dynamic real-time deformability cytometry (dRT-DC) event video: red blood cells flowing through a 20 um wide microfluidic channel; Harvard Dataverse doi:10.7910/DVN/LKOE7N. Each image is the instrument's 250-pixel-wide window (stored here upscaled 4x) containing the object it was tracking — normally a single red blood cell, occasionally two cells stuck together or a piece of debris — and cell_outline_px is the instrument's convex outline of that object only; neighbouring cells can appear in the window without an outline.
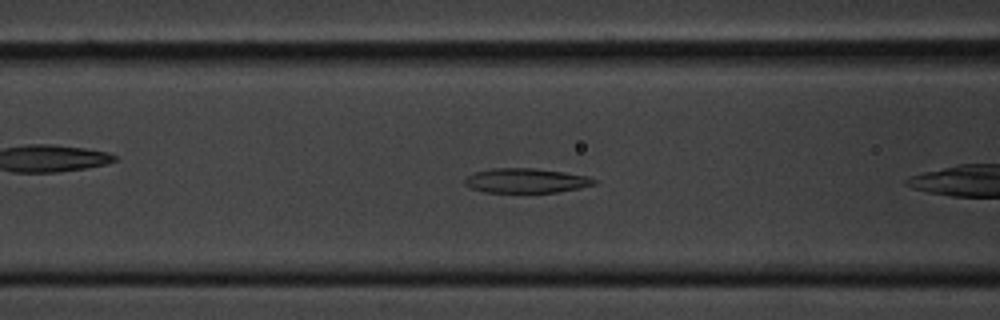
{"species": "common noctule bat (a hibernating species)", "species_latin": "Nyctalus noctula", "temperature_condition": "cold", "stored_images_in_passage": 42, "camera_frame_rate_fps": 3000, "um_per_image_px": 0.085, "animal": {"sex": "male", "body_mass_g": 20.1, "forearm_length_mm": 53.5}, "frame": {"image": 1, "passage_image": 7, "time_ms": 2.0, "image_size_px": [1000, 320], "cell_outline_px": [[600, 180], [596, 184], [580, 188], [556, 192], [484, 192], [472, 188], [464, 184], [464, 180], [468, 176], [476, 172], [492, 168], [532, 168], [564, 172], [588, 176]], "centroid_in_image_um": [44.76, 15.35], "position_along_channel_um": 121.8, "area_um2": 18.5}}
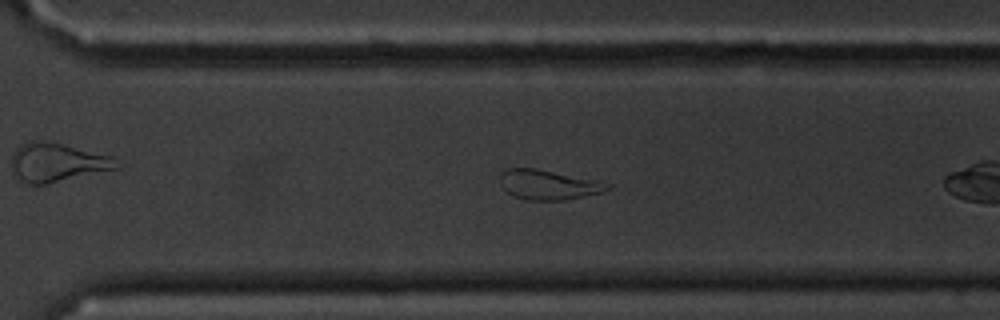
{"frame": {"image": 2, "passage_image": 24, "time_ms": 7.667, "image_size_px": [1000, 320], "cell_outline_px": [[612, 188], [600, 192], [564, 200], [524, 200], [512, 196], [500, 184], [500, 172], [508, 168], [536, 168], [596, 180], [612, 184]], "centroid_in_image_um": [46.58, 15.7], "position_along_channel_um": 324.0, "area_um2": 18.61}, "authors_computed_cell_mechanics": {"area_um2": 20.9814, "velocity_mm_per_s": 3.5748, "shape_relaxation_time_tau1_ms": 8.8527, "shape_relaxation_time_tau2_ms": 3.4228, "deformation_change_tau1": 0.2089, "deformation_change_tau2": 0.1035}}